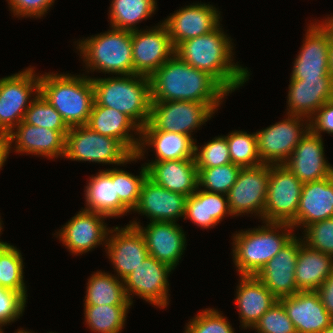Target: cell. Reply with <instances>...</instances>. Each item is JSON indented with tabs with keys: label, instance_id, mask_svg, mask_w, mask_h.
I'll list each match as a JSON object with an SVG mask.
<instances>
[{
	"label": "cell",
	"instance_id": "obj_18",
	"mask_svg": "<svg viewBox=\"0 0 333 333\" xmlns=\"http://www.w3.org/2000/svg\"><path fill=\"white\" fill-rule=\"evenodd\" d=\"M219 12L211 4L193 3L167 17L163 23L174 48L183 41L210 33L222 25Z\"/></svg>",
	"mask_w": 333,
	"mask_h": 333
},
{
	"label": "cell",
	"instance_id": "obj_49",
	"mask_svg": "<svg viewBox=\"0 0 333 333\" xmlns=\"http://www.w3.org/2000/svg\"><path fill=\"white\" fill-rule=\"evenodd\" d=\"M325 310L333 317V273L322 283L316 291Z\"/></svg>",
	"mask_w": 333,
	"mask_h": 333
},
{
	"label": "cell",
	"instance_id": "obj_22",
	"mask_svg": "<svg viewBox=\"0 0 333 333\" xmlns=\"http://www.w3.org/2000/svg\"><path fill=\"white\" fill-rule=\"evenodd\" d=\"M323 143L322 136L309 130L284 163L302 183L319 181L333 174V165L325 159Z\"/></svg>",
	"mask_w": 333,
	"mask_h": 333
},
{
	"label": "cell",
	"instance_id": "obj_51",
	"mask_svg": "<svg viewBox=\"0 0 333 333\" xmlns=\"http://www.w3.org/2000/svg\"><path fill=\"white\" fill-rule=\"evenodd\" d=\"M329 65H330V74L333 78V36L331 37L330 48H329Z\"/></svg>",
	"mask_w": 333,
	"mask_h": 333
},
{
	"label": "cell",
	"instance_id": "obj_55",
	"mask_svg": "<svg viewBox=\"0 0 333 333\" xmlns=\"http://www.w3.org/2000/svg\"><path fill=\"white\" fill-rule=\"evenodd\" d=\"M3 229V225H2V220H1V217H0V234H1V230ZM4 242H2L1 240H0V246L3 244Z\"/></svg>",
	"mask_w": 333,
	"mask_h": 333
},
{
	"label": "cell",
	"instance_id": "obj_4",
	"mask_svg": "<svg viewBox=\"0 0 333 333\" xmlns=\"http://www.w3.org/2000/svg\"><path fill=\"white\" fill-rule=\"evenodd\" d=\"M40 94L60 113L69 127L87 125L94 104L90 76L54 72L41 74Z\"/></svg>",
	"mask_w": 333,
	"mask_h": 333
},
{
	"label": "cell",
	"instance_id": "obj_32",
	"mask_svg": "<svg viewBox=\"0 0 333 333\" xmlns=\"http://www.w3.org/2000/svg\"><path fill=\"white\" fill-rule=\"evenodd\" d=\"M333 273V256L307 246L299 247L296 260L295 281L298 291H317Z\"/></svg>",
	"mask_w": 333,
	"mask_h": 333
},
{
	"label": "cell",
	"instance_id": "obj_35",
	"mask_svg": "<svg viewBox=\"0 0 333 333\" xmlns=\"http://www.w3.org/2000/svg\"><path fill=\"white\" fill-rule=\"evenodd\" d=\"M156 8V0H112L109 9L110 25L116 29L136 31V24L152 17Z\"/></svg>",
	"mask_w": 333,
	"mask_h": 333
},
{
	"label": "cell",
	"instance_id": "obj_21",
	"mask_svg": "<svg viewBox=\"0 0 333 333\" xmlns=\"http://www.w3.org/2000/svg\"><path fill=\"white\" fill-rule=\"evenodd\" d=\"M68 131L50 130L45 127L30 125L21 121L9 134L7 139L10 150L16 153L34 154L43 157H64L66 134Z\"/></svg>",
	"mask_w": 333,
	"mask_h": 333
},
{
	"label": "cell",
	"instance_id": "obj_1",
	"mask_svg": "<svg viewBox=\"0 0 333 333\" xmlns=\"http://www.w3.org/2000/svg\"><path fill=\"white\" fill-rule=\"evenodd\" d=\"M152 101H194L215 112L229 92L210 74L198 70L175 53L150 77Z\"/></svg>",
	"mask_w": 333,
	"mask_h": 333
},
{
	"label": "cell",
	"instance_id": "obj_41",
	"mask_svg": "<svg viewBox=\"0 0 333 333\" xmlns=\"http://www.w3.org/2000/svg\"><path fill=\"white\" fill-rule=\"evenodd\" d=\"M140 174L133 175L122 169H113V182H116L117 195L121 203L131 212L136 208L143 181L148 176V169L142 164Z\"/></svg>",
	"mask_w": 333,
	"mask_h": 333
},
{
	"label": "cell",
	"instance_id": "obj_28",
	"mask_svg": "<svg viewBox=\"0 0 333 333\" xmlns=\"http://www.w3.org/2000/svg\"><path fill=\"white\" fill-rule=\"evenodd\" d=\"M86 126L101 135L118 139L133 155L137 154L141 129L126 114L110 107L100 106L94 101ZM131 131L139 136L135 138Z\"/></svg>",
	"mask_w": 333,
	"mask_h": 333
},
{
	"label": "cell",
	"instance_id": "obj_53",
	"mask_svg": "<svg viewBox=\"0 0 333 333\" xmlns=\"http://www.w3.org/2000/svg\"><path fill=\"white\" fill-rule=\"evenodd\" d=\"M325 21L328 23V25L332 28L333 30V15L332 16H328Z\"/></svg>",
	"mask_w": 333,
	"mask_h": 333
},
{
	"label": "cell",
	"instance_id": "obj_23",
	"mask_svg": "<svg viewBox=\"0 0 333 333\" xmlns=\"http://www.w3.org/2000/svg\"><path fill=\"white\" fill-rule=\"evenodd\" d=\"M187 196L156 184L148 176L143 181L140 197L133 210L147 216L150 222H174L185 216Z\"/></svg>",
	"mask_w": 333,
	"mask_h": 333
},
{
	"label": "cell",
	"instance_id": "obj_17",
	"mask_svg": "<svg viewBox=\"0 0 333 333\" xmlns=\"http://www.w3.org/2000/svg\"><path fill=\"white\" fill-rule=\"evenodd\" d=\"M105 247L113 269L117 273L115 276L121 280L149 256L144 236L137 227L129 224L123 228L118 226L111 228Z\"/></svg>",
	"mask_w": 333,
	"mask_h": 333
},
{
	"label": "cell",
	"instance_id": "obj_10",
	"mask_svg": "<svg viewBox=\"0 0 333 333\" xmlns=\"http://www.w3.org/2000/svg\"><path fill=\"white\" fill-rule=\"evenodd\" d=\"M303 183L284 164H271L264 222L292 224L296 219Z\"/></svg>",
	"mask_w": 333,
	"mask_h": 333
},
{
	"label": "cell",
	"instance_id": "obj_45",
	"mask_svg": "<svg viewBox=\"0 0 333 333\" xmlns=\"http://www.w3.org/2000/svg\"><path fill=\"white\" fill-rule=\"evenodd\" d=\"M303 232L302 240L307 246L333 256V218L314 222Z\"/></svg>",
	"mask_w": 333,
	"mask_h": 333
},
{
	"label": "cell",
	"instance_id": "obj_19",
	"mask_svg": "<svg viewBox=\"0 0 333 333\" xmlns=\"http://www.w3.org/2000/svg\"><path fill=\"white\" fill-rule=\"evenodd\" d=\"M129 225L137 227L142 233L150 256L175 269L187 244L185 232L178 223L158 221L143 227L133 220Z\"/></svg>",
	"mask_w": 333,
	"mask_h": 333
},
{
	"label": "cell",
	"instance_id": "obj_16",
	"mask_svg": "<svg viewBox=\"0 0 333 333\" xmlns=\"http://www.w3.org/2000/svg\"><path fill=\"white\" fill-rule=\"evenodd\" d=\"M106 218L105 215L82 208L55 235L70 253L82 255L102 243L106 246L110 230L106 226Z\"/></svg>",
	"mask_w": 333,
	"mask_h": 333
},
{
	"label": "cell",
	"instance_id": "obj_42",
	"mask_svg": "<svg viewBox=\"0 0 333 333\" xmlns=\"http://www.w3.org/2000/svg\"><path fill=\"white\" fill-rule=\"evenodd\" d=\"M194 158L197 169L218 167L232 163L226 136H216L202 147H198L195 141Z\"/></svg>",
	"mask_w": 333,
	"mask_h": 333
},
{
	"label": "cell",
	"instance_id": "obj_43",
	"mask_svg": "<svg viewBox=\"0 0 333 333\" xmlns=\"http://www.w3.org/2000/svg\"><path fill=\"white\" fill-rule=\"evenodd\" d=\"M185 326L183 333H235L226 317L214 308H205Z\"/></svg>",
	"mask_w": 333,
	"mask_h": 333
},
{
	"label": "cell",
	"instance_id": "obj_46",
	"mask_svg": "<svg viewBox=\"0 0 333 333\" xmlns=\"http://www.w3.org/2000/svg\"><path fill=\"white\" fill-rule=\"evenodd\" d=\"M26 300L20 292L0 287V329L23 315Z\"/></svg>",
	"mask_w": 333,
	"mask_h": 333
},
{
	"label": "cell",
	"instance_id": "obj_7",
	"mask_svg": "<svg viewBox=\"0 0 333 333\" xmlns=\"http://www.w3.org/2000/svg\"><path fill=\"white\" fill-rule=\"evenodd\" d=\"M64 158L117 166L139 160L118 139L94 132L86 125L70 127Z\"/></svg>",
	"mask_w": 333,
	"mask_h": 333
},
{
	"label": "cell",
	"instance_id": "obj_5",
	"mask_svg": "<svg viewBox=\"0 0 333 333\" xmlns=\"http://www.w3.org/2000/svg\"><path fill=\"white\" fill-rule=\"evenodd\" d=\"M292 230L287 223L264 222L233 234L232 258L239 276L256 275L294 237Z\"/></svg>",
	"mask_w": 333,
	"mask_h": 333
},
{
	"label": "cell",
	"instance_id": "obj_15",
	"mask_svg": "<svg viewBox=\"0 0 333 333\" xmlns=\"http://www.w3.org/2000/svg\"><path fill=\"white\" fill-rule=\"evenodd\" d=\"M131 42L133 74L150 77L175 53L163 22L152 29L131 31Z\"/></svg>",
	"mask_w": 333,
	"mask_h": 333
},
{
	"label": "cell",
	"instance_id": "obj_27",
	"mask_svg": "<svg viewBox=\"0 0 333 333\" xmlns=\"http://www.w3.org/2000/svg\"><path fill=\"white\" fill-rule=\"evenodd\" d=\"M236 290L234 300L239 310L240 325L244 330L252 329L262 315L278 301L256 275H240Z\"/></svg>",
	"mask_w": 333,
	"mask_h": 333
},
{
	"label": "cell",
	"instance_id": "obj_37",
	"mask_svg": "<svg viewBox=\"0 0 333 333\" xmlns=\"http://www.w3.org/2000/svg\"><path fill=\"white\" fill-rule=\"evenodd\" d=\"M22 258L20 250L10 243L0 246V287L20 292L27 299Z\"/></svg>",
	"mask_w": 333,
	"mask_h": 333
},
{
	"label": "cell",
	"instance_id": "obj_38",
	"mask_svg": "<svg viewBox=\"0 0 333 333\" xmlns=\"http://www.w3.org/2000/svg\"><path fill=\"white\" fill-rule=\"evenodd\" d=\"M231 162L242 168L255 167L263 164L257 149L255 132L235 130L226 136Z\"/></svg>",
	"mask_w": 333,
	"mask_h": 333
},
{
	"label": "cell",
	"instance_id": "obj_50",
	"mask_svg": "<svg viewBox=\"0 0 333 333\" xmlns=\"http://www.w3.org/2000/svg\"><path fill=\"white\" fill-rule=\"evenodd\" d=\"M10 144L7 136H0V170L3 167L8 155L10 154Z\"/></svg>",
	"mask_w": 333,
	"mask_h": 333
},
{
	"label": "cell",
	"instance_id": "obj_2",
	"mask_svg": "<svg viewBox=\"0 0 333 333\" xmlns=\"http://www.w3.org/2000/svg\"><path fill=\"white\" fill-rule=\"evenodd\" d=\"M231 37L218 26L210 33L179 43L175 54L188 65L214 77L230 94L248 81V68L234 63Z\"/></svg>",
	"mask_w": 333,
	"mask_h": 333
},
{
	"label": "cell",
	"instance_id": "obj_47",
	"mask_svg": "<svg viewBox=\"0 0 333 333\" xmlns=\"http://www.w3.org/2000/svg\"><path fill=\"white\" fill-rule=\"evenodd\" d=\"M10 11L16 17H35L45 16L55 0H7Z\"/></svg>",
	"mask_w": 333,
	"mask_h": 333
},
{
	"label": "cell",
	"instance_id": "obj_34",
	"mask_svg": "<svg viewBox=\"0 0 333 333\" xmlns=\"http://www.w3.org/2000/svg\"><path fill=\"white\" fill-rule=\"evenodd\" d=\"M84 305H132L128 300L123 280L106 273L96 271L88 279Z\"/></svg>",
	"mask_w": 333,
	"mask_h": 333
},
{
	"label": "cell",
	"instance_id": "obj_52",
	"mask_svg": "<svg viewBox=\"0 0 333 333\" xmlns=\"http://www.w3.org/2000/svg\"><path fill=\"white\" fill-rule=\"evenodd\" d=\"M321 333H333V322L326 327Z\"/></svg>",
	"mask_w": 333,
	"mask_h": 333
},
{
	"label": "cell",
	"instance_id": "obj_24",
	"mask_svg": "<svg viewBox=\"0 0 333 333\" xmlns=\"http://www.w3.org/2000/svg\"><path fill=\"white\" fill-rule=\"evenodd\" d=\"M279 301L297 333H321L333 322L316 291H299Z\"/></svg>",
	"mask_w": 333,
	"mask_h": 333
},
{
	"label": "cell",
	"instance_id": "obj_20",
	"mask_svg": "<svg viewBox=\"0 0 333 333\" xmlns=\"http://www.w3.org/2000/svg\"><path fill=\"white\" fill-rule=\"evenodd\" d=\"M303 243L296 235L256 274L257 278L279 300L296 294V260Z\"/></svg>",
	"mask_w": 333,
	"mask_h": 333
},
{
	"label": "cell",
	"instance_id": "obj_30",
	"mask_svg": "<svg viewBox=\"0 0 333 333\" xmlns=\"http://www.w3.org/2000/svg\"><path fill=\"white\" fill-rule=\"evenodd\" d=\"M146 146H151L156 153V159L151 162L195 159V140L188 135L157 129H141V141L136 154L139 159L144 158Z\"/></svg>",
	"mask_w": 333,
	"mask_h": 333
},
{
	"label": "cell",
	"instance_id": "obj_29",
	"mask_svg": "<svg viewBox=\"0 0 333 333\" xmlns=\"http://www.w3.org/2000/svg\"><path fill=\"white\" fill-rule=\"evenodd\" d=\"M144 165L148 169V177L169 191L189 197L198 188V169L195 159L149 161Z\"/></svg>",
	"mask_w": 333,
	"mask_h": 333
},
{
	"label": "cell",
	"instance_id": "obj_3",
	"mask_svg": "<svg viewBox=\"0 0 333 333\" xmlns=\"http://www.w3.org/2000/svg\"><path fill=\"white\" fill-rule=\"evenodd\" d=\"M91 80L98 105L126 114L140 129L148 123L152 105L149 77L130 74Z\"/></svg>",
	"mask_w": 333,
	"mask_h": 333
},
{
	"label": "cell",
	"instance_id": "obj_36",
	"mask_svg": "<svg viewBox=\"0 0 333 333\" xmlns=\"http://www.w3.org/2000/svg\"><path fill=\"white\" fill-rule=\"evenodd\" d=\"M131 306L84 305V322L95 333H121Z\"/></svg>",
	"mask_w": 333,
	"mask_h": 333
},
{
	"label": "cell",
	"instance_id": "obj_11",
	"mask_svg": "<svg viewBox=\"0 0 333 333\" xmlns=\"http://www.w3.org/2000/svg\"><path fill=\"white\" fill-rule=\"evenodd\" d=\"M287 115L286 119L255 132L258 154L263 164H284L310 130L307 118Z\"/></svg>",
	"mask_w": 333,
	"mask_h": 333
},
{
	"label": "cell",
	"instance_id": "obj_31",
	"mask_svg": "<svg viewBox=\"0 0 333 333\" xmlns=\"http://www.w3.org/2000/svg\"><path fill=\"white\" fill-rule=\"evenodd\" d=\"M83 210L105 215L108 218L124 216L130 211L121 203L113 182V169L99 171L91 176L85 186Z\"/></svg>",
	"mask_w": 333,
	"mask_h": 333
},
{
	"label": "cell",
	"instance_id": "obj_54",
	"mask_svg": "<svg viewBox=\"0 0 333 333\" xmlns=\"http://www.w3.org/2000/svg\"><path fill=\"white\" fill-rule=\"evenodd\" d=\"M14 333H32V332H30V331H27V330H25V329H18L16 332H14Z\"/></svg>",
	"mask_w": 333,
	"mask_h": 333
},
{
	"label": "cell",
	"instance_id": "obj_8",
	"mask_svg": "<svg viewBox=\"0 0 333 333\" xmlns=\"http://www.w3.org/2000/svg\"><path fill=\"white\" fill-rule=\"evenodd\" d=\"M39 93L40 75L34 67L0 79V136H7L23 121L26 110Z\"/></svg>",
	"mask_w": 333,
	"mask_h": 333
},
{
	"label": "cell",
	"instance_id": "obj_12",
	"mask_svg": "<svg viewBox=\"0 0 333 333\" xmlns=\"http://www.w3.org/2000/svg\"><path fill=\"white\" fill-rule=\"evenodd\" d=\"M310 23L303 45L294 60L290 79L303 80L331 76L329 48L333 30L323 20Z\"/></svg>",
	"mask_w": 333,
	"mask_h": 333
},
{
	"label": "cell",
	"instance_id": "obj_40",
	"mask_svg": "<svg viewBox=\"0 0 333 333\" xmlns=\"http://www.w3.org/2000/svg\"><path fill=\"white\" fill-rule=\"evenodd\" d=\"M23 122L56 131H69L60 113L39 93L26 110Z\"/></svg>",
	"mask_w": 333,
	"mask_h": 333
},
{
	"label": "cell",
	"instance_id": "obj_25",
	"mask_svg": "<svg viewBox=\"0 0 333 333\" xmlns=\"http://www.w3.org/2000/svg\"><path fill=\"white\" fill-rule=\"evenodd\" d=\"M286 114L305 117L310 120L318 109L333 99V78L295 80L290 79Z\"/></svg>",
	"mask_w": 333,
	"mask_h": 333
},
{
	"label": "cell",
	"instance_id": "obj_39",
	"mask_svg": "<svg viewBox=\"0 0 333 333\" xmlns=\"http://www.w3.org/2000/svg\"><path fill=\"white\" fill-rule=\"evenodd\" d=\"M242 167L229 163L226 165L198 169V187L210 193L227 194L236 182Z\"/></svg>",
	"mask_w": 333,
	"mask_h": 333
},
{
	"label": "cell",
	"instance_id": "obj_13",
	"mask_svg": "<svg viewBox=\"0 0 333 333\" xmlns=\"http://www.w3.org/2000/svg\"><path fill=\"white\" fill-rule=\"evenodd\" d=\"M269 175V164L241 168L236 182L226 194L233 217L254 213L264 223Z\"/></svg>",
	"mask_w": 333,
	"mask_h": 333
},
{
	"label": "cell",
	"instance_id": "obj_48",
	"mask_svg": "<svg viewBox=\"0 0 333 333\" xmlns=\"http://www.w3.org/2000/svg\"><path fill=\"white\" fill-rule=\"evenodd\" d=\"M310 130L319 136L325 132L333 135V99L322 105L309 120Z\"/></svg>",
	"mask_w": 333,
	"mask_h": 333
},
{
	"label": "cell",
	"instance_id": "obj_33",
	"mask_svg": "<svg viewBox=\"0 0 333 333\" xmlns=\"http://www.w3.org/2000/svg\"><path fill=\"white\" fill-rule=\"evenodd\" d=\"M232 216L227 196L206 192L199 187L186 199L185 216L202 229L214 228L225 216Z\"/></svg>",
	"mask_w": 333,
	"mask_h": 333
},
{
	"label": "cell",
	"instance_id": "obj_44",
	"mask_svg": "<svg viewBox=\"0 0 333 333\" xmlns=\"http://www.w3.org/2000/svg\"><path fill=\"white\" fill-rule=\"evenodd\" d=\"M257 333H297L283 304L278 300L252 328Z\"/></svg>",
	"mask_w": 333,
	"mask_h": 333
},
{
	"label": "cell",
	"instance_id": "obj_26",
	"mask_svg": "<svg viewBox=\"0 0 333 333\" xmlns=\"http://www.w3.org/2000/svg\"><path fill=\"white\" fill-rule=\"evenodd\" d=\"M328 218H333V174L319 181L303 183L296 219L291 226L304 229Z\"/></svg>",
	"mask_w": 333,
	"mask_h": 333
},
{
	"label": "cell",
	"instance_id": "obj_14",
	"mask_svg": "<svg viewBox=\"0 0 333 333\" xmlns=\"http://www.w3.org/2000/svg\"><path fill=\"white\" fill-rule=\"evenodd\" d=\"M173 270L167 264L150 255L147 256L133 272L123 279L128 300L133 304L132 298L135 294L157 308H166L169 303L168 277Z\"/></svg>",
	"mask_w": 333,
	"mask_h": 333
},
{
	"label": "cell",
	"instance_id": "obj_9",
	"mask_svg": "<svg viewBox=\"0 0 333 333\" xmlns=\"http://www.w3.org/2000/svg\"><path fill=\"white\" fill-rule=\"evenodd\" d=\"M216 112L205 103L194 101H152L148 123L142 129H157L192 137Z\"/></svg>",
	"mask_w": 333,
	"mask_h": 333
},
{
	"label": "cell",
	"instance_id": "obj_6",
	"mask_svg": "<svg viewBox=\"0 0 333 333\" xmlns=\"http://www.w3.org/2000/svg\"><path fill=\"white\" fill-rule=\"evenodd\" d=\"M111 28L107 32L78 40L77 49L86 64L87 73L96 70L118 76L133 74L131 31Z\"/></svg>",
	"mask_w": 333,
	"mask_h": 333
}]
</instances>
